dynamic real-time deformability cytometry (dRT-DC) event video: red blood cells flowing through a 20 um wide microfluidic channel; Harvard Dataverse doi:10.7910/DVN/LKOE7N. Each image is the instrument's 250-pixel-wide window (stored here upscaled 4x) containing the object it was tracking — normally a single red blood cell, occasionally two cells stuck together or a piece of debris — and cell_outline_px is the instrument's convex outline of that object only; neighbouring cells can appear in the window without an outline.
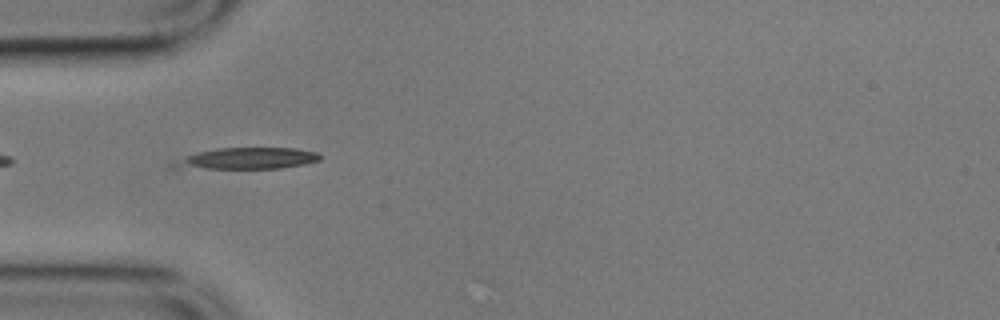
{"species": "common noctule bat (a hibernating species)", "species_latin": "Nyctalus noctula", "temperature_condition": "cold", "stored_images_in_passage": 44, "camera_frame_rate_fps": 3000, "um_per_image_px": 0.085, "animal": {"sex": "male", "body_mass_g": 17.9}, "frame": {"image": 1, "passage_image": 4, "time_ms": 1.0, "image_size_px": [1000, 320], "cell_outline_px": [[320, 160], [300, 164], [276, 168], [208, 168], [192, 164], [188, 160], [188, 156], [200, 152], [224, 148], [292, 148], [316, 152], [320, 156]], "centroid_in_image_um": [21.48, 13.42], "position_along_channel_um": 63.5, "area_um2": 16.07}}
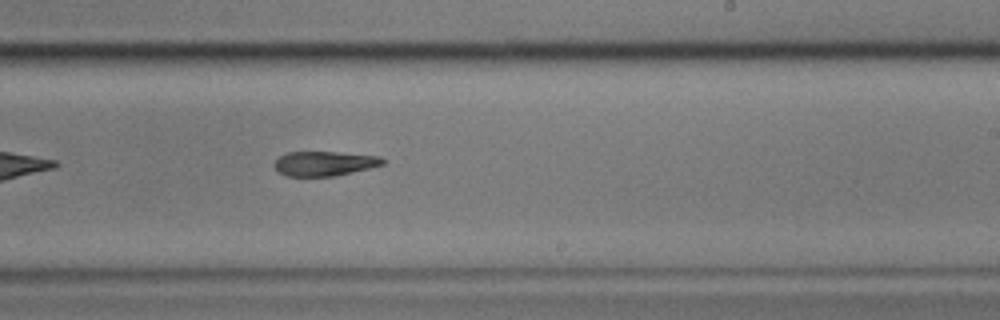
{"frame": {"image": 2, "passage_image": 21, "time_ms": 6.667, "image_size_px": [1000, 320], "cell_outline_px": [[384, 164], [368, 168], [332, 176], [288, 176], [280, 172], [276, 168], [276, 160], [280, 156], [288, 152], [332, 152], [376, 156], [384, 160]], "centroid_in_image_um": [27.54, 13.9], "position_along_channel_um": 261.5, "area_um2": 14.97}}
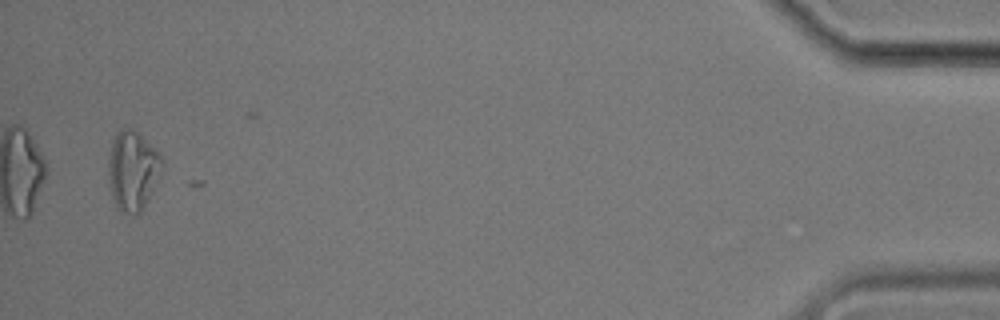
{"frame": {"image": 3, "passage_image": 42, "time_ms": 13.667, "image_size_px": [1000, 320], "cell_outline_px": [[160, 160], [144, 200], [140, 208], [136, 212], [120, 208], [112, 192], [112, 144], [116, 136], [124, 128], [128, 128], [136, 132], [160, 156]], "centroid_in_image_um": [11.23, 14.38], "position_along_channel_um": 424.0, "area_um2": 20.75}, "authors_computed_cell_mechanics": {"area_um2": 16.3574, "velocity_mm_per_s": 3.5056, "shape_relaxation_time_tau1_ms": 7.8641, "shape_relaxation_time_tau2_ms": 6.9828, "deformation_change_tau1": 0.179, "deformation_change_tau2": 0.1759}}